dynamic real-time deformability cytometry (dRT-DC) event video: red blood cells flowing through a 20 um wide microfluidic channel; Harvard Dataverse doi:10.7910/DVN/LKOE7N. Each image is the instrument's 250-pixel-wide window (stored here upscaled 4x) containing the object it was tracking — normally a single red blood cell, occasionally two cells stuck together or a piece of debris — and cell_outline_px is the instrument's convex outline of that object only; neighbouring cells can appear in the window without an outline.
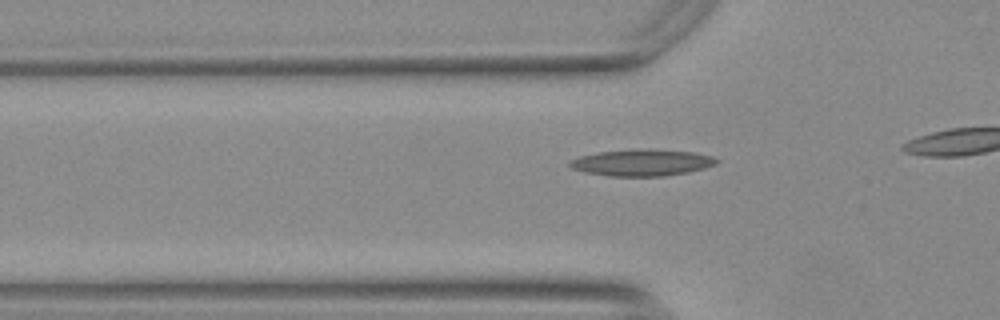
{"species": "Egyptian fruit bat (a non-hibernating species)", "species_latin": "Rousettus aegyptiacus", "temperature_condition": "warm", "stored_images_in_passage": 11, "camera_frame_rate_fps": 3000, "um_per_image_px": 0.085, "animal": {"sex": "female"}, "frame": {"image": 1, "passage_image": 5, "time_ms": 1.333, "image_size_px": [1000, 320], "cell_outline_px": [[720, 160], [716, 164], [704, 168], [688, 172], [664, 176], [608, 176], [584, 172], [572, 168], [568, 164], [568, 160], [580, 156], [596, 152], [648, 148], [692, 152], [712, 156]], "centroid_in_image_um": [54.54, 13.82], "position_along_channel_um": 71.3, "area_um2": 22.89}}
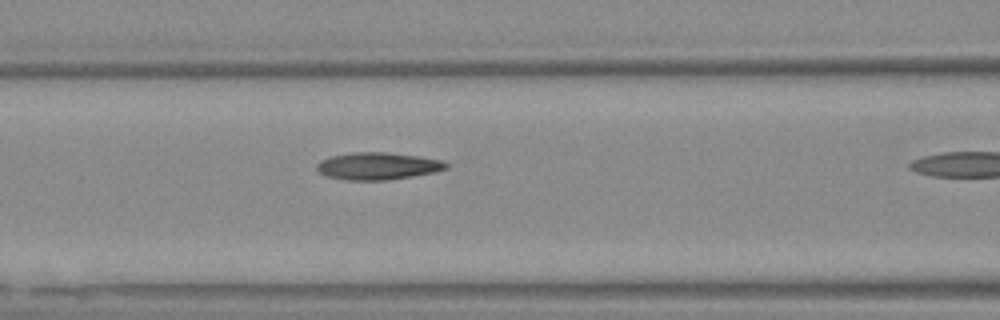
{"frame": {"image": 2, "passage_image": 10, "time_ms": 3.0, "image_size_px": [1000, 320], "cell_outline_px": [[448, 168], [432, 172], [412, 176], [384, 180], [348, 180], [324, 176], [316, 168], [316, 164], [320, 160], [332, 156], [352, 152], [388, 152], [420, 156], [444, 160], [448, 164]], "centroid_in_image_um": [32.1, 14.1], "position_along_channel_um": 134.5, "area_um2": 20.58}}